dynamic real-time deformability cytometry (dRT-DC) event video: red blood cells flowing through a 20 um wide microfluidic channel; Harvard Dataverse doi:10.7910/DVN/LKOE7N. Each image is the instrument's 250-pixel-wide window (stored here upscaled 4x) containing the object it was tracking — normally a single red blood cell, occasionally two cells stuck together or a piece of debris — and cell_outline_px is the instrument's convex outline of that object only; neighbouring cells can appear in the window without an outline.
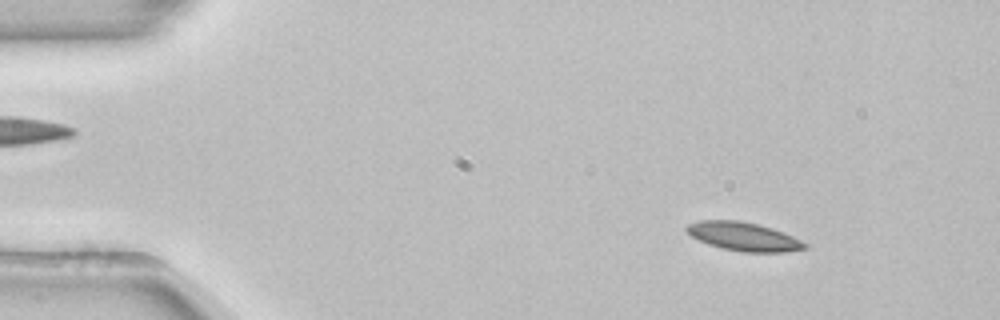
{"species": "common noctule bat (a hibernating species)", "species_latin": "Nyctalus noctula", "temperature_condition": "room temperature", "stored_images_in_passage": 52, "camera_frame_rate_fps": 3000, "um_per_image_px": 0.085, "animal": {"sex": "female", "body_mass_g": 22.7, "forearm_length_mm": 54.2}, "frame": {"image": 1, "passage_image": 6, "time_ms": 1.667, "image_size_px": [1000, 320], "cell_outline_px": [[808, 248], [784, 252], [744, 252], [720, 248], [708, 244], [692, 236], [684, 228], [688, 224], [700, 220], [740, 220], [772, 228], [792, 236], [808, 244]], "centroid_in_image_um": [63.2, 20.11], "position_along_channel_um": 21.8, "area_um2": 19.59}}
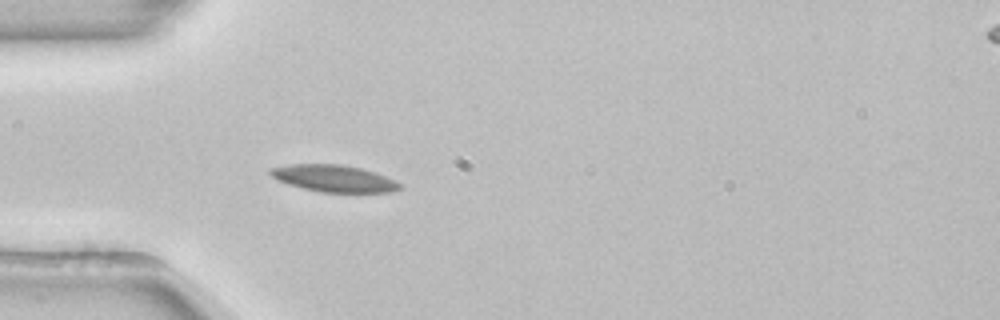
{"frame": {"image": 2, "passage_image": 15, "time_ms": 4.667, "image_size_px": [1000, 320], "cell_outline_px": [[400, 188], [392, 192], [320, 192], [288, 184], [276, 180], [268, 172], [268, 168], [288, 164], [344, 164], [360, 168], [396, 180], [400, 184]], "centroid_in_image_um": [28.32, 15.15], "position_along_channel_um": 56.7, "area_um2": 20.23}}
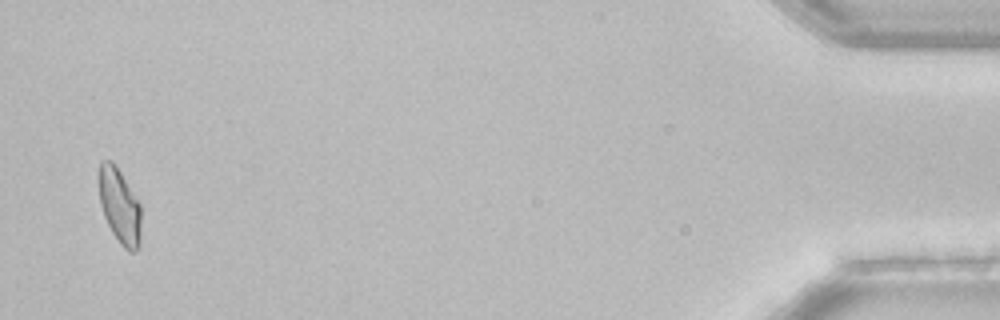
{"frame": {"image": 3, "passage_image": 51, "time_ms": 16.667, "image_size_px": [1000, 320], "cell_outline_px": [[140, 244], [132, 252], [124, 248], [120, 244], [112, 232], [104, 216], [100, 204], [96, 176], [100, 160], [112, 160], [120, 172], [140, 204]], "centroid_in_image_um": [10.11, 17.45], "position_along_channel_um": 425.1, "area_um2": 18.67}, "authors_computed_cell_mechanics": {"area_um2": 19.074, "velocity_mm_per_s": 3.8591, "shape_relaxation_time_tau1_ms": 5.0153, "shape_relaxation_time_tau2_ms": null, "deformation_change_tau1": 0.1342, "deformation_change_tau2": null}}